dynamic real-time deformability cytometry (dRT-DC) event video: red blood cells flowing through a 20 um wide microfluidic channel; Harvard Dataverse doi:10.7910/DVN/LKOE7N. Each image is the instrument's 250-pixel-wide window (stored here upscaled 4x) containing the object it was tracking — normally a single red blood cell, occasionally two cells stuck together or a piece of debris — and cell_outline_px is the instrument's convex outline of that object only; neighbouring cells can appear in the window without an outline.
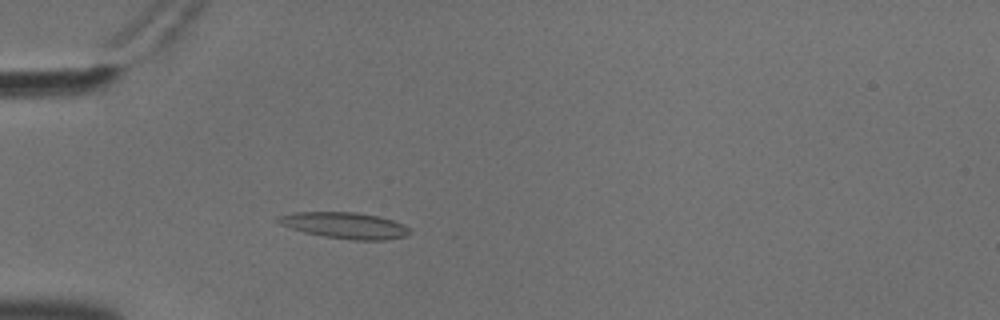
{"species": "common noctule bat (a hibernating species)", "species_latin": "Nyctalus noctula", "temperature_condition": "cold", "stored_images_in_passage": 52, "camera_frame_rate_fps": 3000, "um_per_image_px": 0.085, "animal": {"sex": "male", "body_mass_g": 18.8}, "frame": {"image": 1, "passage_image": 13, "time_ms": 4.0, "image_size_px": [1000, 320], "cell_outline_px": [[412, 232], [408, 236], [384, 240], [352, 240], [324, 236], [304, 232], [280, 224], [276, 220], [276, 216], [292, 212], [356, 212], [376, 216], [392, 220], [404, 224]], "centroid_in_image_um": [29.32, 19.16], "position_along_channel_um": 55.7, "area_um2": 20.11}}
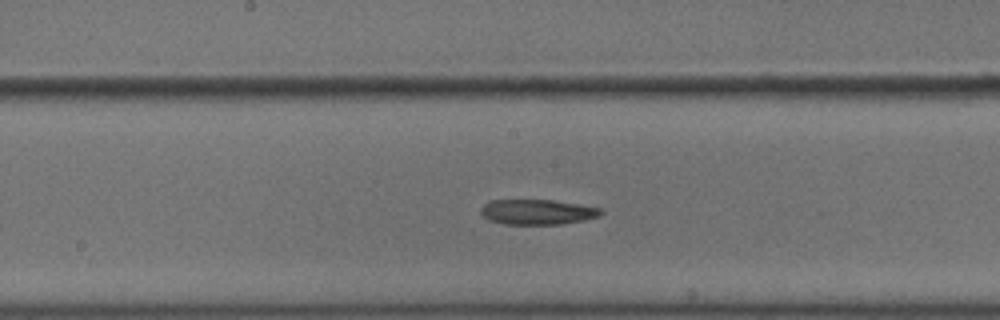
{"frame": {"image": 2, "passage_image": 26, "time_ms": 8.333, "image_size_px": [1000, 320], "cell_outline_px": [[604, 212], [600, 216], [584, 220], [560, 224], [504, 224], [488, 220], [480, 212], [480, 208], [488, 200], [552, 200], [600, 208]], "centroid_in_image_um": [45.64, 18.02], "position_along_channel_um": 202.6, "area_um2": 17.57}}
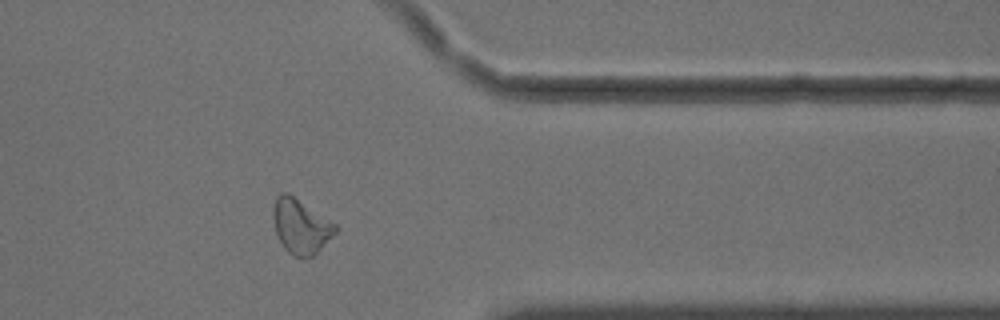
{"frame": {"image": 3, "passage_image": 42, "time_ms": 13.667, "image_size_px": [1000, 320], "cell_outline_px": [[340, 228], [312, 256], [300, 260], [292, 256], [284, 248], [276, 232], [272, 216], [272, 208], [276, 196], [280, 192], [288, 192], [336, 224]], "centroid_in_image_um": [25.54, 19.23], "position_along_channel_um": 385.9, "area_um2": 19.94}}